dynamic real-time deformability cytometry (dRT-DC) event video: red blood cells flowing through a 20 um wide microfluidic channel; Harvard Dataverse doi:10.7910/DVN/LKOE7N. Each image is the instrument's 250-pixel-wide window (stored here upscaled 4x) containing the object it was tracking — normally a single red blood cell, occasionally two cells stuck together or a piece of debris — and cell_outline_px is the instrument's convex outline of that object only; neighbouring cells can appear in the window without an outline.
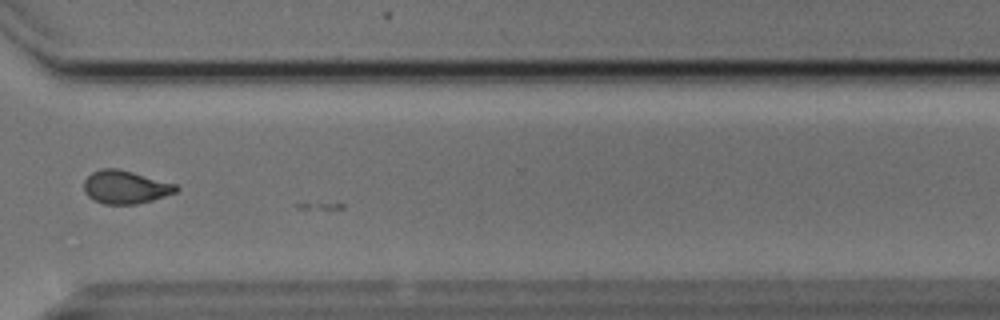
{"species": "Egyptian fruit bat (a non-hibernating species)", "species_latin": "Rousettus aegyptiacus", "temperature_condition": "cold", "stored_images_in_passage": 43, "camera_frame_rate_fps": 3000, "um_per_image_px": 0.085, "animal": {"sex": "male"}, "frame": {"image": 1, "passage_image": 41, "time_ms": 13.333, "image_size_px": [1000, 320], "cell_outline_px": [[180, 188], [176, 192], [152, 200], [136, 204], [104, 204], [88, 196], [84, 192], [84, 180], [92, 172], [100, 168], [116, 168], [132, 172], [176, 184]], "centroid_in_image_um": [10.64, 15.9], "position_along_channel_um": 360.0, "area_um2": 17.69}}